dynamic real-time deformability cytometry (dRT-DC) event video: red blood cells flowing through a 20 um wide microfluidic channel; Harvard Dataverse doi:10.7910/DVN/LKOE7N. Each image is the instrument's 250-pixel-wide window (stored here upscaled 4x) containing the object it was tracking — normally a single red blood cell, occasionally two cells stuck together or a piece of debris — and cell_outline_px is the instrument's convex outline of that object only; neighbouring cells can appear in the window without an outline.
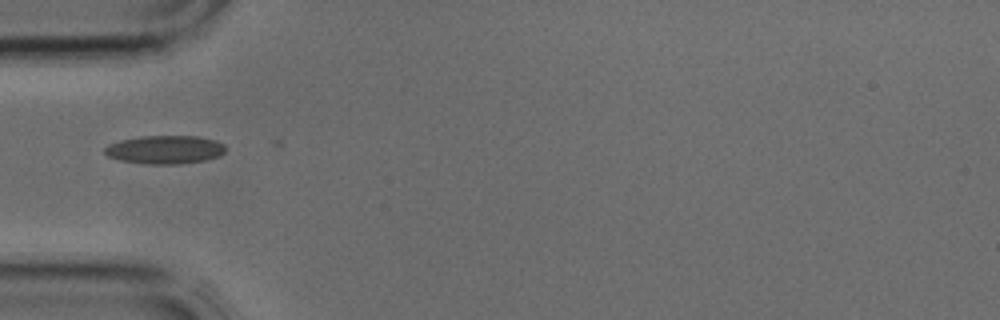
{"species": "common noctule bat (a hibernating species)", "species_latin": "Nyctalus noctula", "temperature_condition": "cold", "stored_images_in_passage": 2, "camera_frame_rate_fps": 3000, "um_per_image_px": 0.085, "animal": {"sex": "male", "body_mass_g": 17.9, "forearm_length_mm": 54.2}, "frame": {"image": 1, "passage_image": 2, "time_ms": 0.333, "image_size_px": [1000, 320], "cell_outline_px": [[224, 152], [220, 156], [204, 160], [180, 164], [144, 164], [120, 160], [108, 156], [104, 152], [104, 148], [108, 144], [120, 140], [140, 136], [200, 136], [216, 140], [224, 144]], "centroid_in_image_um": [14.01, 12.71], "position_along_channel_um": 71.0, "area_um2": 20.11}}